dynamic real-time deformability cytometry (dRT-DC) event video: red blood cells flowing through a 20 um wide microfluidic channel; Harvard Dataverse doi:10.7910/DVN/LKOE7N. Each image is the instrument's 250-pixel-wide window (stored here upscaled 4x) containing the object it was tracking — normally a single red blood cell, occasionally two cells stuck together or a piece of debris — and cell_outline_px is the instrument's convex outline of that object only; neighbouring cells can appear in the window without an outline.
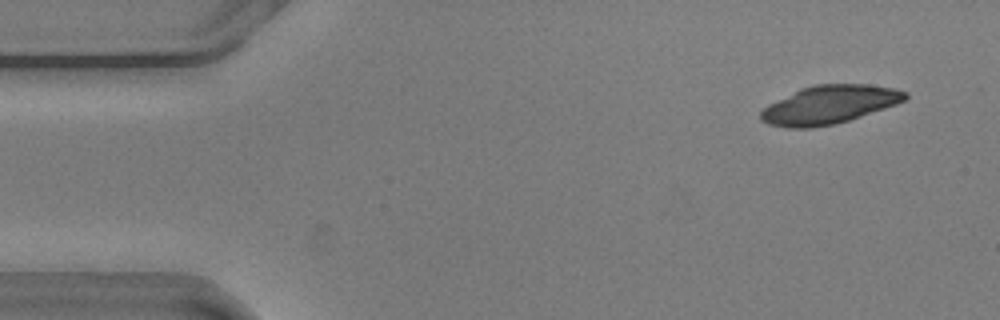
{"species": "common noctule bat (a hibernating species)", "species_latin": "Nyctalus noctula", "temperature_condition": "warm", "stored_images_in_passage": 55, "camera_frame_rate_fps": 3000, "um_per_image_px": 0.085, "animal": {"sex": "male", "body_mass_g": 20.5, "forearm_length_mm": 52.5}, "frame": {"image": 1, "passage_image": 4, "time_ms": 1.0, "image_size_px": [1000, 320], "cell_outline_px": [[908, 96], [904, 100], [896, 104], [836, 124], [812, 128], [788, 128], [768, 124], [760, 120], [760, 112], [768, 104], [800, 88], [812, 84], [868, 84], [892, 88], [908, 92]], "centroid_in_image_um": [70.45, 8.9], "position_along_channel_um": 14.6, "area_um2": 32.25}}